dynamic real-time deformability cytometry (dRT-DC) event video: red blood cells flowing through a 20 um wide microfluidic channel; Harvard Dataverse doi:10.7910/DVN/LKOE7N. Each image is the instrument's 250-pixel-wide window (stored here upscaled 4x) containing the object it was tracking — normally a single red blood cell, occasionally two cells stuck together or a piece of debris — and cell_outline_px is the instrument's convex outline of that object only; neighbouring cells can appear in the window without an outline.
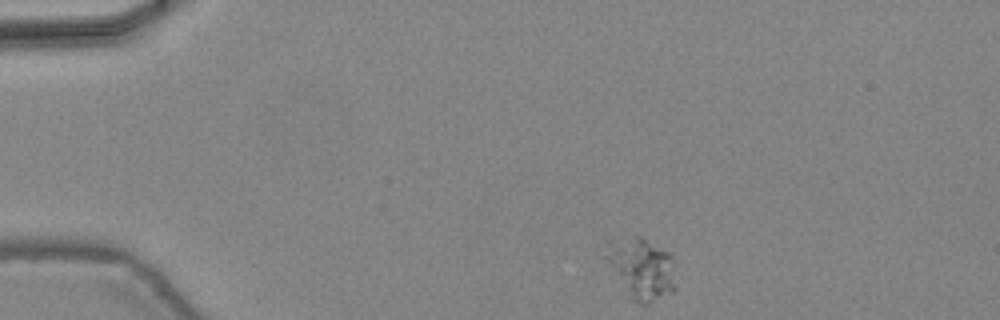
{"species": "common noctule bat (a hibernating species)", "species_latin": "Nyctalus noctula", "temperature_condition": "warm", "stored_images_in_passage": 40, "camera_frame_rate_fps": 3000, "um_per_image_px": 0.085, "animal": {"sex": "female", "body_mass_g": 24.6, "forearm_length_mm": 56.2}, "frame": {"image": 1, "passage_image": 1, "time_ms": 0.0, "image_size_px": [1000, 320], "cell_outline_px": [[676, 292], [648, 304], [636, 304], [628, 300], [604, 256], [608, 240], [636, 236], [640, 236], [668, 252], [672, 256], [676, 288]], "centroid_in_image_um": [54.51, 22.87], "position_along_channel_um": 30.5, "area_um2": 25.61}}
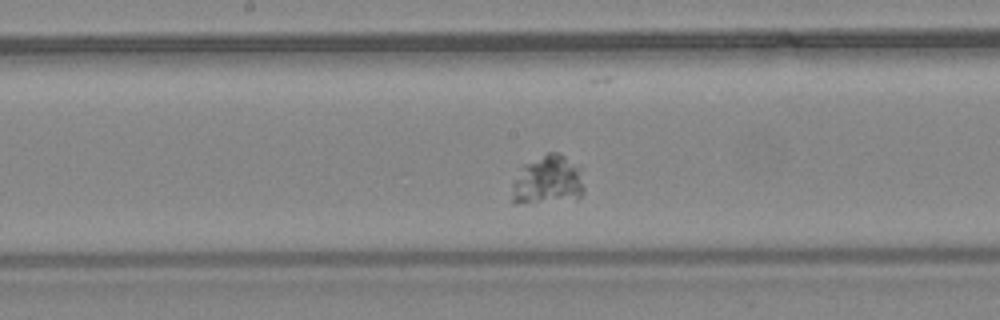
{"frame": {"image": 2, "passage_image": 18, "time_ms": 5.667, "image_size_px": [1000, 320], "cell_outline_px": [[584, 192], [576, 200], [516, 204], [512, 204], [512, 180], [524, 164], [548, 152], [556, 152], [564, 156], [580, 168], [584, 188]], "centroid_in_image_um": [46.54, 15.35], "position_along_channel_um": 201.7, "area_um2": 20.92}}
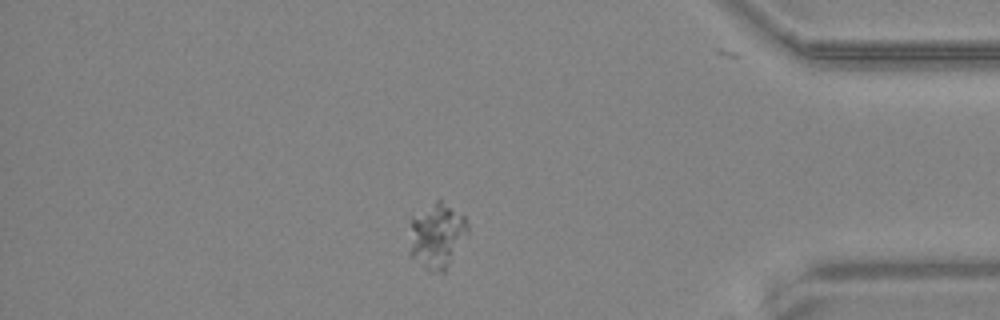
{"frame": {"image": 3, "passage_image": 34, "time_ms": 11.0, "image_size_px": [1000, 320], "cell_outline_px": [[468, 232], [444, 272], [428, 272], [408, 256], [408, 252], [412, 216], [440, 196], [464, 216], [468, 220]], "centroid_in_image_um": [37.11, 20.0], "position_along_channel_um": 398.1, "area_um2": 22.83}}